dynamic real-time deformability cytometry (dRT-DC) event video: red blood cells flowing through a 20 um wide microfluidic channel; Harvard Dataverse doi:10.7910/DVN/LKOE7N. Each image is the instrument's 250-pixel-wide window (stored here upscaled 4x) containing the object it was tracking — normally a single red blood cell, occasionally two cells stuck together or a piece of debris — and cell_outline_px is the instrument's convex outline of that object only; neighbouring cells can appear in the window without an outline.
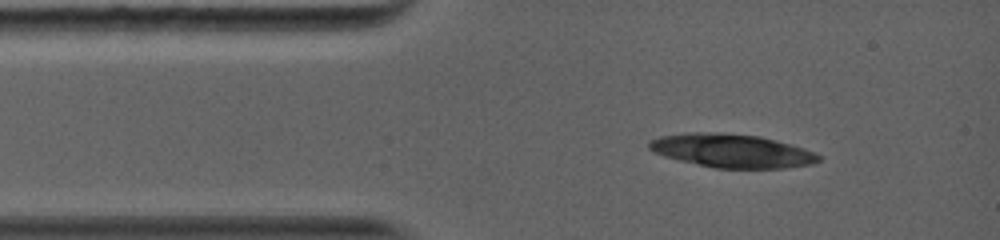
{"species": "common noctule bat (a hibernating species)", "species_latin": "Nyctalus noctula", "temperature_condition": "warm", "stored_images_in_passage": 1, "camera_frame_rate_fps": 5000, "um_per_image_px": 0.085, "animal": {"sex": "female", "body_mass_g": 19.0, "forearm_length_mm": 56.7}, "frame": {"image": 1, "passage_image": 1, "time_ms": 0.0, "image_size_px": [1000, 240], "cell_outline_px": [[820, 160], [812, 164], [784, 168], [716, 168], [680, 160], [664, 156], [652, 152], [648, 148], [648, 140], [660, 136], [684, 132], [720, 132], [760, 136], [776, 140], [804, 148], [816, 152], [820, 156]], "centroid_in_image_um": [62.18, 12.8], "position_along_channel_um": 22.8, "area_um2": 33.29}}